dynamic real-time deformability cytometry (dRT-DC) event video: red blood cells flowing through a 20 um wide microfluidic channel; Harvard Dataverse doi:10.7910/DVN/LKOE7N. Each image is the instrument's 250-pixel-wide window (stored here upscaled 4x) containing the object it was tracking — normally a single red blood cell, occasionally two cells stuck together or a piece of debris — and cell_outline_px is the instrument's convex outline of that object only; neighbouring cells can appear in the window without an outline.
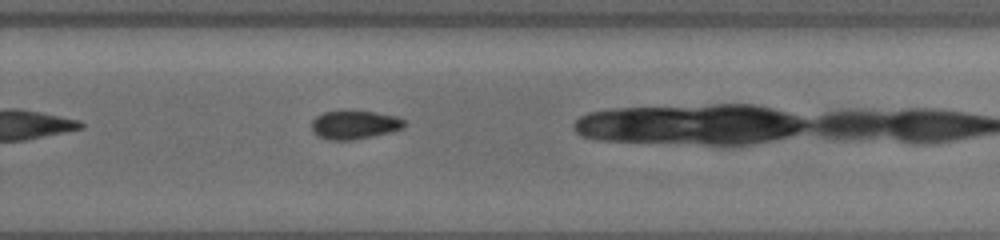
{"species": "common noctule bat (a hibernating species)", "species_latin": "Nyctalus noctula", "temperature_condition": "cold", "stored_images_in_passage": 27, "camera_frame_rate_fps": 3000, "um_per_image_px": 0.085, "animal": {"sex": "female", "body_mass_g": 19.5, "forearm_length_mm": 54.1}, "frame": {"image": 1, "passage_image": 20, "time_ms": 6.333, "image_size_px": [1000, 240], "cell_outline_px": [[404, 128], [388, 132], [352, 140], [328, 140], [312, 132], [312, 120], [316, 116], [324, 112], [372, 112], [396, 116], [404, 120]], "centroid_in_image_um": [30.1, 10.62], "position_along_channel_um": 299.7, "area_um2": 14.97}}